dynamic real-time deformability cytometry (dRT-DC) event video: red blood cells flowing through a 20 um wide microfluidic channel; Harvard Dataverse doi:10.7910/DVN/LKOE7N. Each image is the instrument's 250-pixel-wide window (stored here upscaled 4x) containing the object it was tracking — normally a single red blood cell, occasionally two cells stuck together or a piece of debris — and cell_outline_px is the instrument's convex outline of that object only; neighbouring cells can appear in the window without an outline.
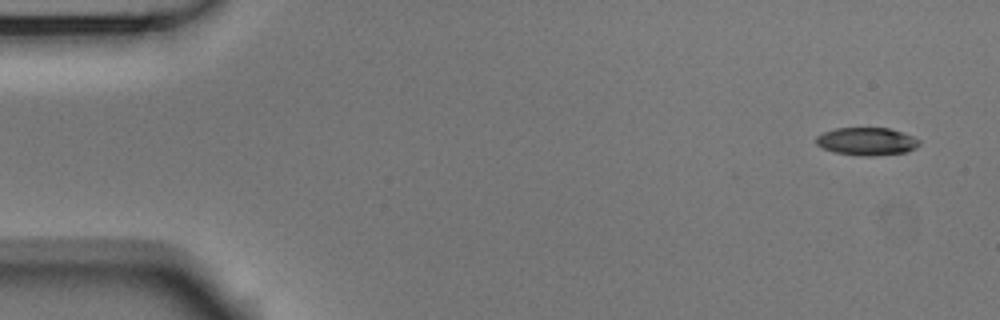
{"species": "Egyptian fruit bat (a non-hibernating species)", "species_latin": "Rousettus aegyptiacus", "temperature_condition": "room temperature", "stored_images_in_passage": 51, "camera_frame_rate_fps": 3000, "um_per_image_px": 0.085, "animal": {"sex": "male"}, "frame": {"image": 1, "passage_image": 1, "time_ms": 0.0, "image_size_px": [1000, 320], "cell_outline_px": [[920, 144], [916, 148], [904, 152], [872, 156], [864, 156], [836, 152], [824, 148], [816, 144], [816, 136], [824, 132], [836, 128], [888, 128], [912, 136], [920, 140]], "centroid_in_image_um": [73.68, 12.01], "position_along_channel_um": 11.3, "area_um2": 16.47}}
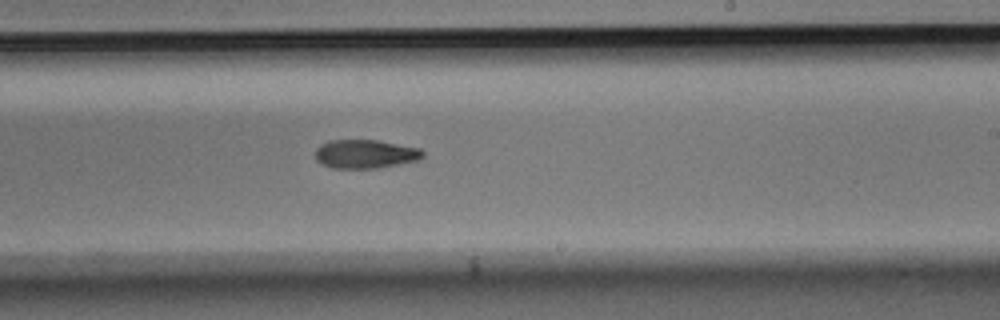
{"frame": {"image": 2, "passage_image": 30, "time_ms": 9.667, "image_size_px": [1000, 320], "cell_outline_px": [[424, 156], [420, 160], [376, 168], [332, 168], [320, 164], [316, 160], [316, 148], [320, 144], [328, 140], [380, 140], [420, 148], [424, 152]], "centroid_in_image_um": [31.05, 13.08], "position_along_channel_um": 258.0, "area_um2": 18.21}}
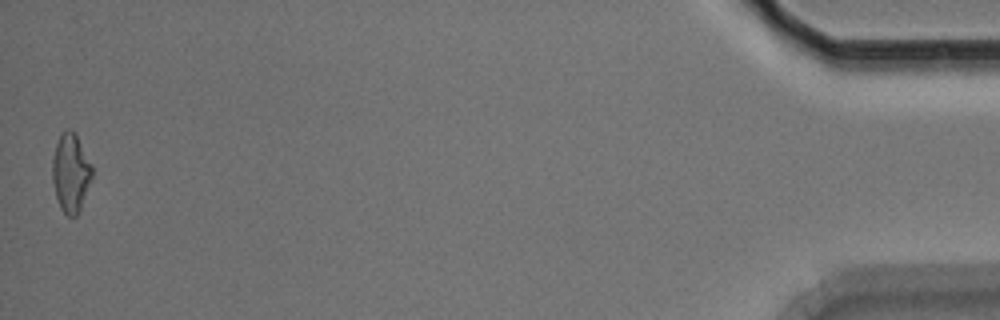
{"frame": {"image": 3, "passage_image": 51, "time_ms": 16.667, "image_size_px": [1000, 320], "cell_outline_px": [[92, 176], [80, 208], [76, 216], [68, 216], [60, 208], [56, 196], [52, 180], [52, 160], [56, 144], [60, 136], [68, 128], [76, 132], [92, 164]], "centroid_in_image_um": [6.01, 14.65], "position_along_channel_um": 429.2, "area_um2": 18.09}, "authors_computed_cell_mechanics": {"area_um2": 18.207, "velocity_mm_per_s": 3.7899, "shape_relaxation_time_tau1_ms": 4.7927, "shape_relaxation_time_tau2_ms": null, "deformation_change_tau1": 0.1549, "deformation_change_tau2": null}}